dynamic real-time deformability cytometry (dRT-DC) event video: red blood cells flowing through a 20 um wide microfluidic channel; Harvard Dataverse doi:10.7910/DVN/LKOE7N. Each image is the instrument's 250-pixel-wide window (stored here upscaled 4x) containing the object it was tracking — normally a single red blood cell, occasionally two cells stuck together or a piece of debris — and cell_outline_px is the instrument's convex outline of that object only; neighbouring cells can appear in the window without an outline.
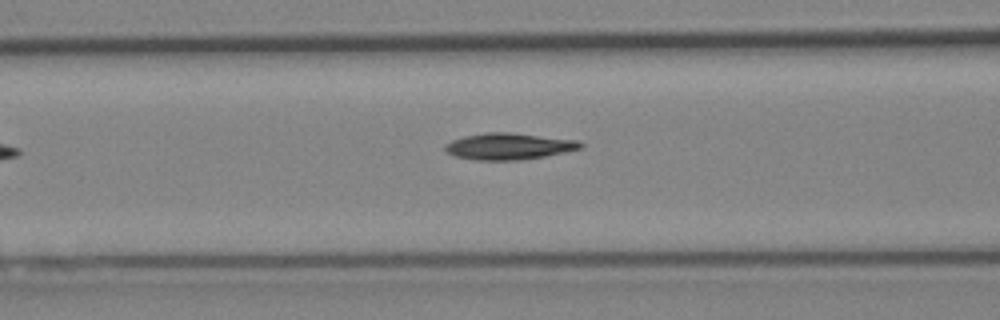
{"species": "Egyptian fruit bat (a non-hibernating species)", "species_latin": "Rousettus aegyptiacus", "temperature_condition": "cold", "stored_images_in_passage": 5, "camera_frame_rate_fps": 3000, "um_per_image_px": 0.085, "animal": {"sex": "female"}, "frame": {"image": 1, "passage_image": 5, "time_ms": 1.333, "image_size_px": [1000, 320], "cell_outline_px": [[584, 148], [544, 156], [520, 160], [476, 160], [456, 156], [444, 152], [444, 144], [452, 140], [464, 136], [484, 132], [512, 132], [580, 140], [584, 144]], "centroid_in_image_um": [43.26, 12.42], "position_along_channel_um": 123.3, "area_um2": 21.21}}